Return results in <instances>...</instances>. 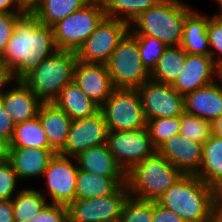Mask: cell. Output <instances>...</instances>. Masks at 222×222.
<instances>
[{"mask_svg": "<svg viewBox=\"0 0 222 222\" xmlns=\"http://www.w3.org/2000/svg\"><path fill=\"white\" fill-rule=\"evenodd\" d=\"M10 81L11 78L9 72L5 68L4 64L0 61V94Z\"/></svg>", "mask_w": 222, "mask_h": 222, "instance_id": "47", "label": "cell"}, {"mask_svg": "<svg viewBox=\"0 0 222 222\" xmlns=\"http://www.w3.org/2000/svg\"><path fill=\"white\" fill-rule=\"evenodd\" d=\"M212 134L222 137V115L211 122Z\"/></svg>", "mask_w": 222, "mask_h": 222, "instance_id": "48", "label": "cell"}, {"mask_svg": "<svg viewBox=\"0 0 222 222\" xmlns=\"http://www.w3.org/2000/svg\"><path fill=\"white\" fill-rule=\"evenodd\" d=\"M180 134L188 140L203 144L212 134L211 122L184 112L180 116Z\"/></svg>", "mask_w": 222, "mask_h": 222, "instance_id": "33", "label": "cell"}, {"mask_svg": "<svg viewBox=\"0 0 222 222\" xmlns=\"http://www.w3.org/2000/svg\"><path fill=\"white\" fill-rule=\"evenodd\" d=\"M108 130L130 131L146 127V117L137 89L115 88L100 106Z\"/></svg>", "mask_w": 222, "mask_h": 222, "instance_id": "8", "label": "cell"}, {"mask_svg": "<svg viewBox=\"0 0 222 222\" xmlns=\"http://www.w3.org/2000/svg\"><path fill=\"white\" fill-rule=\"evenodd\" d=\"M183 173L156 151L126 173L130 196L143 201H158Z\"/></svg>", "mask_w": 222, "mask_h": 222, "instance_id": "4", "label": "cell"}, {"mask_svg": "<svg viewBox=\"0 0 222 222\" xmlns=\"http://www.w3.org/2000/svg\"><path fill=\"white\" fill-rule=\"evenodd\" d=\"M38 117L45 131L49 146L58 154L67 142L72 119L54 102L42 103Z\"/></svg>", "mask_w": 222, "mask_h": 222, "instance_id": "21", "label": "cell"}, {"mask_svg": "<svg viewBox=\"0 0 222 222\" xmlns=\"http://www.w3.org/2000/svg\"><path fill=\"white\" fill-rule=\"evenodd\" d=\"M137 90L146 120L181 116L185 112L184 96L171 85L149 79Z\"/></svg>", "mask_w": 222, "mask_h": 222, "instance_id": "13", "label": "cell"}, {"mask_svg": "<svg viewBox=\"0 0 222 222\" xmlns=\"http://www.w3.org/2000/svg\"><path fill=\"white\" fill-rule=\"evenodd\" d=\"M78 170L74 157L54 155L42 175L46 183V193L42 194L48 196L49 203L68 207L75 200Z\"/></svg>", "mask_w": 222, "mask_h": 222, "instance_id": "12", "label": "cell"}, {"mask_svg": "<svg viewBox=\"0 0 222 222\" xmlns=\"http://www.w3.org/2000/svg\"><path fill=\"white\" fill-rule=\"evenodd\" d=\"M160 0H102L106 17L131 24L142 12Z\"/></svg>", "mask_w": 222, "mask_h": 222, "instance_id": "31", "label": "cell"}, {"mask_svg": "<svg viewBox=\"0 0 222 222\" xmlns=\"http://www.w3.org/2000/svg\"><path fill=\"white\" fill-rule=\"evenodd\" d=\"M10 155V141L0 136V162L8 161Z\"/></svg>", "mask_w": 222, "mask_h": 222, "instance_id": "45", "label": "cell"}, {"mask_svg": "<svg viewBox=\"0 0 222 222\" xmlns=\"http://www.w3.org/2000/svg\"><path fill=\"white\" fill-rule=\"evenodd\" d=\"M157 151L183 174H197L203 159V144L180 133L164 142Z\"/></svg>", "mask_w": 222, "mask_h": 222, "instance_id": "16", "label": "cell"}, {"mask_svg": "<svg viewBox=\"0 0 222 222\" xmlns=\"http://www.w3.org/2000/svg\"><path fill=\"white\" fill-rule=\"evenodd\" d=\"M11 201L14 222H29L50 202L40 190H35L34 187L20 189Z\"/></svg>", "mask_w": 222, "mask_h": 222, "instance_id": "28", "label": "cell"}, {"mask_svg": "<svg viewBox=\"0 0 222 222\" xmlns=\"http://www.w3.org/2000/svg\"><path fill=\"white\" fill-rule=\"evenodd\" d=\"M128 32L129 24L126 22L105 17L75 52L77 60L106 64Z\"/></svg>", "mask_w": 222, "mask_h": 222, "instance_id": "9", "label": "cell"}, {"mask_svg": "<svg viewBox=\"0 0 222 222\" xmlns=\"http://www.w3.org/2000/svg\"><path fill=\"white\" fill-rule=\"evenodd\" d=\"M129 196L128 187L124 184L108 196L74 200L67 207L69 222H113L120 220L123 205Z\"/></svg>", "mask_w": 222, "mask_h": 222, "instance_id": "11", "label": "cell"}, {"mask_svg": "<svg viewBox=\"0 0 222 222\" xmlns=\"http://www.w3.org/2000/svg\"><path fill=\"white\" fill-rule=\"evenodd\" d=\"M153 222H185L176 213L153 201Z\"/></svg>", "mask_w": 222, "mask_h": 222, "instance_id": "40", "label": "cell"}, {"mask_svg": "<svg viewBox=\"0 0 222 222\" xmlns=\"http://www.w3.org/2000/svg\"><path fill=\"white\" fill-rule=\"evenodd\" d=\"M215 82L222 87V61L215 63Z\"/></svg>", "mask_w": 222, "mask_h": 222, "instance_id": "49", "label": "cell"}, {"mask_svg": "<svg viewBox=\"0 0 222 222\" xmlns=\"http://www.w3.org/2000/svg\"><path fill=\"white\" fill-rule=\"evenodd\" d=\"M0 12L19 13L16 0H0Z\"/></svg>", "mask_w": 222, "mask_h": 222, "instance_id": "46", "label": "cell"}, {"mask_svg": "<svg viewBox=\"0 0 222 222\" xmlns=\"http://www.w3.org/2000/svg\"><path fill=\"white\" fill-rule=\"evenodd\" d=\"M106 145L126 173L157 151L146 127L130 131L109 130Z\"/></svg>", "mask_w": 222, "mask_h": 222, "instance_id": "10", "label": "cell"}, {"mask_svg": "<svg viewBox=\"0 0 222 222\" xmlns=\"http://www.w3.org/2000/svg\"><path fill=\"white\" fill-rule=\"evenodd\" d=\"M124 184H126V177L97 176L79 169L76 178L75 200L108 196Z\"/></svg>", "mask_w": 222, "mask_h": 222, "instance_id": "25", "label": "cell"}, {"mask_svg": "<svg viewBox=\"0 0 222 222\" xmlns=\"http://www.w3.org/2000/svg\"><path fill=\"white\" fill-rule=\"evenodd\" d=\"M57 154L53 149L10 148L8 161L18 179H36L44 174L50 160Z\"/></svg>", "mask_w": 222, "mask_h": 222, "instance_id": "19", "label": "cell"}, {"mask_svg": "<svg viewBox=\"0 0 222 222\" xmlns=\"http://www.w3.org/2000/svg\"><path fill=\"white\" fill-rule=\"evenodd\" d=\"M73 80L99 107L115 89L104 63H85L77 60Z\"/></svg>", "mask_w": 222, "mask_h": 222, "instance_id": "15", "label": "cell"}, {"mask_svg": "<svg viewBox=\"0 0 222 222\" xmlns=\"http://www.w3.org/2000/svg\"><path fill=\"white\" fill-rule=\"evenodd\" d=\"M146 128L153 145L158 149L168 139L180 133V116L149 119Z\"/></svg>", "mask_w": 222, "mask_h": 222, "instance_id": "32", "label": "cell"}, {"mask_svg": "<svg viewBox=\"0 0 222 222\" xmlns=\"http://www.w3.org/2000/svg\"><path fill=\"white\" fill-rule=\"evenodd\" d=\"M0 222H14L11 200H0Z\"/></svg>", "mask_w": 222, "mask_h": 222, "instance_id": "44", "label": "cell"}, {"mask_svg": "<svg viewBox=\"0 0 222 222\" xmlns=\"http://www.w3.org/2000/svg\"><path fill=\"white\" fill-rule=\"evenodd\" d=\"M196 175L210 187L222 191V137L211 134L203 143V159Z\"/></svg>", "mask_w": 222, "mask_h": 222, "instance_id": "24", "label": "cell"}, {"mask_svg": "<svg viewBox=\"0 0 222 222\" xmlns=\"http://www.w3.org/2000/svg\"><path fill=\"white\" fill-rule=\"evenodd\" d=\"M217 190L195 174H183L157 201L185 222H210Z\"/></svg>", "mask_w": 222, "mask_h": 222, "instance_id": "3", "label": "cell"}, {"mask_svg": "<svg viewBox=\"0 0 222 222\" xmlns=\"http://www.w3.org/2000/svg\"><path fill=\"white\" fill-rule=\"evenodd\" d=\"M186 62V52L179 46H168L150 72V79L172 85L182 73Z\"/></svg>", "mask_w": 222, "mask_h": 222, "instance_id": "27", "label": "cell"}, {"mask_svg": "<svg viewBox=\"0 0 222 222\" xmlns=\"http://www.w3.org/2000/svg\"><path fill=\"white\" fill-rule=\"evenodd\" d=\"M210 55L214 63L222 61V16L212 15L207 23Z\"/></svg>", "mask_w": 222, "mask_h": 222, "instance_id": "36", "label": "cell"}, {"mask_svg": "<svg viewBox=\"0 0 222 222\" xmlns=\"http://www.w3.org/2000/svg\"><path fill=\"white\" fill-rule=\"evenodd\" d=\"M185 112L212 122L222 115V87L213 82L184 96Z\"/></svg>", "mask_w": 222, "mask_h": 222, "instance_id": "20", "label": "cell"}, {"mask_svg": "<svg viewBox=\"0 0 222 222\" xmlns=\"http://www.w3.org/2000/svg\"><path fill=\"white\" fill-rule=\"evenodd\" d=\"M15 126L16 125L13 122L12 117L0 101V136H3L11 141Z\"/></svg>", "mask_w": 222, "mask_h": 222, "instance_id": "41", "label": "cell"}, {"mask_svg": "<svg viewBox=\"0 0 222 222\" xmlns=\"http://www.w3.org/2000/svg\"><path fill=\"white\" fill-rule=\"evenodd\" d=\"M115 88L138 89L150 79L142 63L136 38L128 32L119 42L106 63Z\"/></svg>", "mask_w": 222, "mask_h": 222, "instance_id": "7", "label": "cell"}, {"mask_svg": "<svg viewBox=\"0 0 222 222\" xmlns=\"http://www.w3.org/2000/svg\"><path fill=\"white\" fill-rule=\"evenodd\" d=\"M210 14L193 9L185 18L180 46L187 54L210 55L207 23Z\"/></svg>", "mask_w": 222, "mask_h": 222, "instance_id": "23", "label": "cell"}, {"mask_svg": "<svg viewBox=\"0 0 222 222\" xmlns=\"http://www.w3.org/2000/svg\"><path fill=\"white\" fill-rule=\"evenodd\" d=\"M78 169L103 177H126L106 144L93 146L74 157Z\"/></svg>", "mask_w": 222, "mask_h": 222, "instance_id": "22", "label": "cell"}, {"mask_svg": "<svg viewBox=\"0 0 222 222\" xmlns=\"http://www.w3.org/2000/svg\"><path fill=\"white\" fill-rule=\"evenodd\" d=\"M194 8L183 0H160L129 25L133 36H151L168 46H179L186 16Z\"/></svg>", "mask_w": 222, "mask_h": 222, "instance_id": "2", "label": "cell"}, {"mask_svg": "<svg viewBox=\"0 0 222 222\" xmlns=\"http://www.w3.org/2000/svg\"><path fill=\"white\" fill-rule=\"evenodd\" d=\"M29 222H69L68 208L63 205L48 203Z\"/></svg>", "mask_w": 222, "mask_h": 222, "instance_id": "38", "label": "cell"}, {"mask_svg": "<svg viewBox=\"0 0 222 222\" xmlns=\"http://www.w3.org/2000/svg\"><path fill=\"white\" fill-rule=\"evenodd\" d=\"M42 2L43 0H16V5L21 15L34 16Z\"/></svg>", "mask_w": 222, "mask_h": 222, "instance_id": "42", "label": "cell"}, {"mask_svg": "<svg viewBox=\"0 0 222 222\" xmlns=\"http://www.w3.org/2000/svg\"><path fill=\"white\" fill-rule=\"evenodd\" d=\"M216 3L218 4L220 10L212 15H222V0H216Z\"/></svg>", "mask_w": 222, "mask_h": 222, "instance_id": "50", "label": "cell"}, {"mask_svg": "<svg viewBox=\"0 0 222 222\" xmlns=\"http://www.w3.org/2000/svg\"><path fill=\"white\" fill-rule=\"evenodd\" d=\"M215 82V63L211 55L187 54L182 73L171 85L185 96Z\"/></svg>", "mask_w": 222, "mask_h": 222, "instance_id": "18", "label": "cell"}, {"mask_svg": "<svg viewBox=\"0 0 222 222\" xmlns=\"http://www.w3.org/2000/svg\"><path fill=\"white\" fill-rule=\"evenodd\" d=\"M18 182L20 180L10 162H0V200H11L20 191Z\"/></svg>", "mask_w": 222, "mask_h": 222, "instance_id": "37", "label": "cell"}, {"mask_svg": "<svg viewBox=\"0 0 222 222\" xmlns=\"http://www.w3.org/2000/svg\"><path fill=\"white\" fill-rule=\"evenodd\" d=\"M20 13L0 12V57L6 50L17 21L22 17Z\"/></svg>", "mask_w": 222, "mask_h": 222, "instance_id": "39", "label": "cell"}, {"mask_svg": "<svg viewBox=\"0 0 222 222\" xmlns=\"http://www.w3.org/2000/svg\"><path fill=\"white\" fill-rule=\"evenodd\" d=\"M57 50L52 27L40 23L34 16L23 15L0 61L11 80H21Z\"/></svg>", "mask_w": 222, "mask_h": 222, "instance_id": "1", "label": "cell"}, {"mask_svg": "<svg viewBox=\"0 0 222 222\" xmlns=\"http://www.w3.org/2000/svg\"><path fill=\"white\" fill-rule=\"evenodd\" d=\"M10 148L52 149L38 116L16 124Z\"/></svg>", "mask_w": 222, "mask_h": 222, "instance_id": "29", "label": "cell"}, {"mask_svg": "<svg viewBox=\"0 0 222 222\" xmlns=\"http://www.w3.org/2000/svg\"><path fill=\"white\" fill-rule=\"evenodd\" d=\"M138 42V50L143 65L151 72L157 65V61L162 56L166 45L155 37L134 36Z\"/></svg>", "mask_w": 222, "mask_h": 222, "instance_id": "35", "label": "cell"}, {"mask_svg": "<svg viewBox=\"0 0 222 222\" xmlns=\"http://www.w3.org/2000/svg\"><path fill=\"white\" fill-rule=\"evenodd\" d=\"M121 222H153V201H143L131 196L125 201Z\"/></svg>", "mask_w": 222, "mask_h": 222, "instance_id": "34", "label": "cell"}, {"mask_svg": "<svg viewBox=\"0 0 222 222\" xmlns=\"http://www.w3.org/2000/svg\"><path fill=\"white\" fill-rule=\"evenodd\" d=\"M211 222H222V191H217L213 198Z\"/></svg>", "mask_w": 222, "mask_h": 222, "instance_id": "43", "label": "cell"}, {"mask_svg": "<svg viewBox=\"0 0 222 222\" xmlns=\"http://www.w3.org/2000/svg\"><path fill=\"white\" fill-rule=\"evenodd\" d=\"M108 131L100 109L91 116L74 119L69 127L66 145L59 154L76 157L79 153L93 146L106 144Z\"/></svg>", "mask_w": 222, "mask_h": 222, "instance_id": "14", "label": "cell"}, {"mask_svg": "<svg viewBox=\"0 0 222 222\" xmlns=\"http://www.w3.org/2000/svg\"><path fill=\"white\" fill-rule=\"evenodd\" d=\"M91 0H43L34 17L42 24L52 27L68 15L82 9Z\"/></svg>", "mask_w": 222, "mask_h": 222, "instance_id": "30", "label": "cell"}, {"mask_svg": "<svg viewBox=\"0 0 222 222\" xmlns=\"http://www.w3.org/2000/svg\"><path fill=\"white\" fill-rule=\"evenodd\" d=\"M54 103L72 120L82 119L96 113L100 107L71 81L60 92Z\"/></svg>", "mask_w": 222, "mask_h": 222, "instance_id": "26", "label": "cell"}, {"mask_svg": "<svg viewBox=\"0 0 222 222\" xmlns=\"http://www.w3.org/2000/svg\"><path fill=\"white\" fill-rule=\"evenodd\" d=\"M106 17L102 0H91L82 9L52 26L58 50L76 52Z\"/></svg>", "mask_w": 222, "mask_h": 222, "instance_id": "6", "label": "cell"}, {"mask_svg": "<svg viewBox=\"0 0 222 222\" xmlns=\"http://www.w3.org/2000/svg\"><path fill=\"white\" fill-rule=\"evenodd\" d=\"M7 86L0 94V101L15 125L38 116L43 102L21 80H11Z\"/></svg>", "mask_w": 222, "mask_h": 222, "instance_id": "17", "label": "cell"}, {"mask_svg": "<svg viewBox=\"0 0 222 222\" xmlns=\"http://www.w3.org/2000/svg\"><path fill=\"white\" fill-rule=\"evenodd\" d=\"M76 53L57 50L48 56L21 81L43 102H54L61 90L73 81Z\"/></svg>", "mask_w": 222, "mask_h": 222, "instance_id": "5", "label": "cell"}]
</instances>
